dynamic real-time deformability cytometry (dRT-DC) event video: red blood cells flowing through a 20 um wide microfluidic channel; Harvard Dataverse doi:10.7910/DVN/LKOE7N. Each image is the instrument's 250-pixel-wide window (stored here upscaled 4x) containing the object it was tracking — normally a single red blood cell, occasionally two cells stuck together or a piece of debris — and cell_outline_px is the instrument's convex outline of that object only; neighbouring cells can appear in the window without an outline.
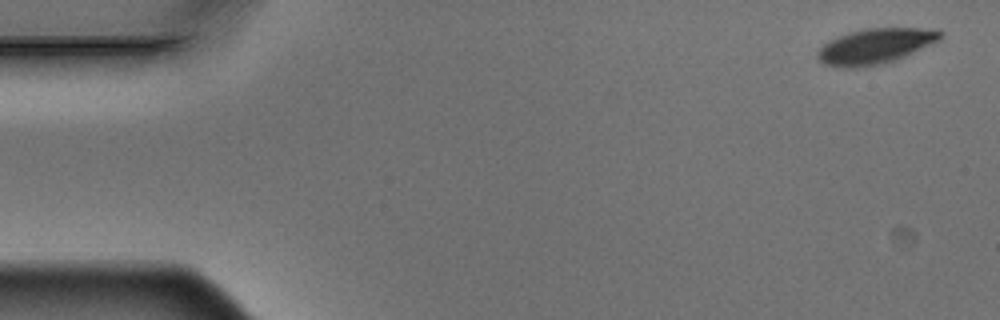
{"species": "Egyptian fruit bat (a non-hibernating species)", "species_latin": "Rousettus aegyptiacus", "temperature_condition": "warm", "stored_images_in_passage": 5, "camera_frame_rate_fps": 3000, "um_per_image_px": 0.085, "animal": {"sex": "male"}, "frame": {"image": 1, "passage_image": 1, "time_ms": 0.0, "image_size_px": [1000, 320], "cell_outline_px": [[944, 36], [940, 40], [904, 56], [880, 64], [856, 68], [840, 68], [824, 64], [816, 56], [816, 52], [824, 44], [840, 36], [852, 32], [868, 28], [920, 28], [944, 32]], "centroid_in_image_um": [74.39, 3.93], "position_along_channel_um": 10.6, "area_um2": 24.85}}
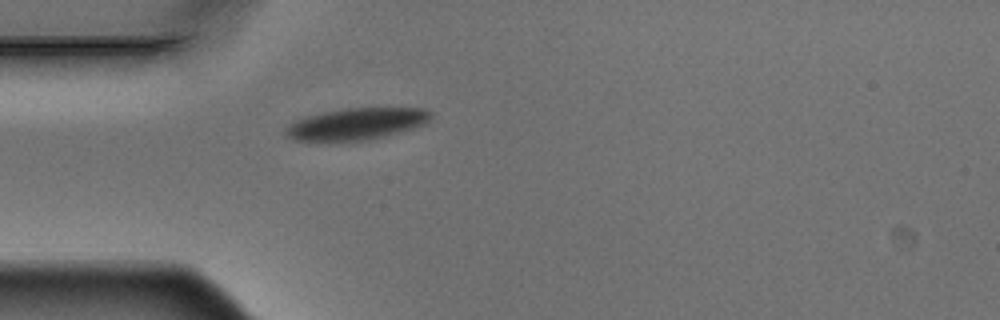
{"frame": {"image": 2, "passage_image": 5, "time_ms": 1.333, "image_size_px": [1000, 320], "cell_outline_px": [[432, 116], [424, 124], [400, 132], [368, 140], [296, 140], [288, 136], [284, 132], [288, 124], [296, 120], [308, 116], [324, 112], [344, 108], [424, 108], [432, 112]], "centroid_in_image_um": [30.33, 10.51], "position_along_channel_um": 54.7, "area_um2": 26.41}}